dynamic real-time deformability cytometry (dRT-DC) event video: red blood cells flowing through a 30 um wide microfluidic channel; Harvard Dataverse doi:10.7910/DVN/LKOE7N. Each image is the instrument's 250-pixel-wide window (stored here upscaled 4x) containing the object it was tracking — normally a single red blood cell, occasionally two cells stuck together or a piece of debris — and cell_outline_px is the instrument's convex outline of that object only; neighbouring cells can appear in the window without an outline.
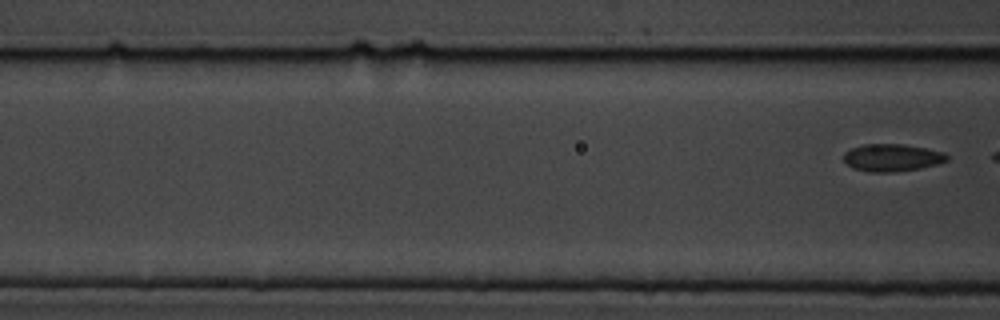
{"species": "common noctule bat (a hibernating species)", "species_latin": "Nyctalus noctula", "temperature_condition": "cold", "stored_images_in_passage": 8, "segment_of_instrument_passage": [2, 2], "camera_frame_rate_fps": 3000, "um_per_image_px": 0.085, "animal": {"sex": "male", "body_mass_g": 19.5, "forearm_length_mm": 54.6}, "frame": {"image": 1, "passage_image": 8, "time_ms": 8.667, "image_size_px": [1000, 320], "cell_outline_px": [[948, 160], [936, 164], [920, 168], [896, 172], [868, 172], [852, 168], [844, 160], [844, 152], [852, 148], [864, 144], [904, 144], [944, 152], [948, 156]], "centroid_in_image_um": [75.81, 13.4], "position_along_channel_um": 90.8, "area_um2": 16.47}}